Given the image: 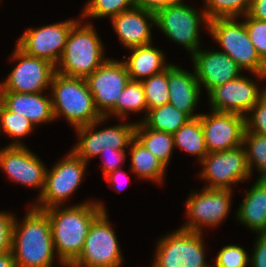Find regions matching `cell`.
Here are the masks:
<instances>
[{
	"mask_svg": "<svg viewBox=\"0 0 266 267\" xmlns=\"http://www.w3.org/2000/svg\"><path fill=\"white\" fill-rule=\"evenodd\" d=\"M58 207L43 211L50 220L58 257L63 265L70 266L82 252L92 222L105 209L102 203L80 204L64 210H57Z\"/></svg>",
	"mask_w": 266,
	"mask_h": 267,
	"instance_id": "6da1fadb",
	"label": "cell"
},
{
	"mask_svg": "<svg viewBox=\"0 0 266 267\" xmlns=\"http://www.w3.org/2000/svg\"><path fill=\"white\" fill-rule=\"evenodd\" d=\"M54 250L50 220L43 210L32 207L20 227L14 220L12 252L17 267H51Z\"/></svg>",
	"mask_w": 266,
	"mask_h": 267,
	"instance_id": "7a4b0ae2",
	"label": "cell"
},
{
	"mask_svg": "<svg viewBox=\"0 0 266 267\" xmlns=\"http://www.w3.org/2000/svg\"><path fill=\"white\" fill-rule=\"evenodd\" d=\"M51 86L54 118L63 114L70 124L77 128L89 125L102 117L85 78L55 72Z\"/></svg>",
	"mask_w": 266,
	"mask_h": 267,
	"instance_id": "3957f363",
	"label": "cell"
},
{
	"mask_svg": "<svg viewBox=\"0 0 266 267\" xmlns=\"http://www.w3.org/2000/svg\"><path fill=\"white\" fill-rule=\"evenodd\" d=\"M93 29L87 24L81 27L80 22L72 27L59 61L61 66L56 68V72L65 76L86 78L107 60L102 59V43Z\"/></svg>",
	"mask_w": 266,
	"mask_h": 267,
	"instance_id": "277c9868",
	"label": "cell"
},
{
	"mask_svg": "<svg viewBox=\"0 0 266 267\" xmlns=\"http://www.w3.org/2000/svg\"><path fill=\"white\" fill-rule=\"evenodd\" d=\"M235 18H216L209 21L207 29L241 68L248 69L259 78L266 77V63L258 55L249 38L245 23H237Z\"/></svg>",
	"mask_w": 266,
	"mask_h": 267,
	"instance_id": "5b68a950",
	"label": "cell"
},
{
	"mask_svg": "<svg viewBox=\"0 0 266 267\" xmlns=\"http://www.w3.org/2000/svg\"><path fill=\"white\" fill-rule=\"evenodd\" d=\"M105 211L92 222L79 257L69 267H119V244Z\"/></svg>",
	"mask_w": 266,
	"mask_h": 267,
	"instance_id": "8992f818",
	"label": "cell"
},
{
	"mask_svg": "<svg viewBox=\"0 0 266 267\" xmlns=\"http://www.w3.org/2000/svg\"><path fill=\"white\" fill-rule=\"evenodd\" d=\"M201 235L179 229L161 239L153 267H207Z\"/></svg>",
	"mask_w": 266,
	"mask_h": 267,
	"instance_id": "52a82bcc",
	"label": "cell"
},
{
	"mask_svg": "<svg viewBox=\"0 0 266 267\" xmlns=\"http://www.w3.org/2000/svg\"><path fill=\"white\" fill-rule=\"evenodd\" d=\"M199 13L190 6L181 3V0L159 9L156 15V25L163 33L175 42L181 43L184 47L192 52L198 51V27L200 19L203 18L205 24L209 23L206 14L198 16Z\"/></svg>",
	"mask_w": 266,
	"mask_h": 267,
	"instance_id": "ba28073f",
	"label": "cell"
},
{
	"mask_svg": "<svg viewBox=\"0 0 266 267\" xmlns=\"http://www.w3.org/2000/svg\"><path fill=\"white\" fill-rule=\"evenodd\" d=\"M86 162L70 151L65 160L56 164L49 172L46 170L45 185L39 196L41 205L34 208L45 210L59 206L71 195L83 179Z\"/></svg>",
	"mask_w": 266,
	"mask_h": 267,
	"instance_id": "9c48e42d",
	"label": "cell"
},
{
	"mask_svg": "<svg viewBox=\"0 0 266 267\" xmlns=\"http://www.w3.org/2000/svg\"><path fill=\"white\" fill-rule=\"evenodd\" d=\"M13 59L20 63L6 81L0 83V92L41 93L51 85L56 67L50 61L26 54L18 46Z\"/></svg>",
	"mask_w": 266,
	"mask_h": 267,
	"instance_id": "30bf717a",
	"label": "cell"
},
{
	"mask_svg": "<svg viewBox=\"0 0 266 267\" xmlns=\"http://www.w3.org/2000/svg\"><path fill=\"white\" fill-rule=\"evenodd\" d=\"M85 80L98 112L107 118L131 79L124 61L107 59Z\"/></svg>",
	"mask_w": 266,
	"mask_h": 267,
	"instance_id": "8fae6325",
	"label": "cell"
},
{
	"mask_svg": "<svg viewBox=\"0 0 266 267\" xmlns=\"http://www.w3.org/2000/svg\"><path fill=\"white\" fill-rule=\"evenodd\" d=\"M201 176L210 182L206 188L231 189L230 185L251 174L246 151L241 146L221 152L208 153L201 161Z\"/></svg>",
	"mask_w": 266,
	"mask_h": 267,
	"instance_id": "7c38bea8",
	"label": "cell"
},
{
	"mask_svg": "<svg viewBox=\"0 0 266 267\" xmlns=\"http://www.w3.org/2000/svg\"><path fill=\"white\" fill-rule=\"evenodd\" d=\"M106 118L102 116L99 120L89 125L77 127L78 136L81 138L72 151L87 163L90 157L101 155L102 150H125V146L132 143L135 138V124H124L115 127H109L98 132H92L93 127Z\"/></svg>",
	"mask_w": 266,
	"mask_h": 267,
	"instance_id": "4fadbf2b",
	"label": "cell"
},
{
	"mask_svg": "<svg viewBox=\"0 0 266 267\" xmlns=\"http://www.w3.org/2000/svg\"><path fill=\"white\" fill-rule=\"evenodd\" d=\"M76 23L77 21L67 20L39 29H27L19 38L17 46L26 54L43 58L56 66L63 55L68 35Z\"/></svg>",
	"mask_w": 266,
	"mask_h": 267,
	"instance_id": "5bb4252c",
	"label": "cell"
},
{
	"mask_svg": "<svg viewBox=\"0 0 266 267\" xmlns=\"http://www.w3.org/2000/svg\"><path fill=\"white\" fill-rule=\"evenodd\" d=\"M199 118L208 153L243 146L246 117L235 113L213 111L211 115L201 114Z\"/></svg>",
	"mask_w": 266,
	"mask_h": 267,
	"instance_id": "9a60e30c",
	"label": "cell"
},
{
	"mask_svg": "<svg viewBox=\"0 0 266 267\" xmlns=\"http://www.w3.org/2000/svg\"><path fill=\"white\" fill-rule=\"evenodd\" d=\"M231 193V189L206 188L202 193L191 194L187 202L190 221L181 229L201 233V224L220 223L228 215Z\"/></svg>",
	"mask_w": 266,
	"mask_h": 267,
	"instance_id": "2e32d148",
	"label": "cell"
},
{
	"mask_svg": "<svg viewBox=\"0 0 266 267\" xmlns=\"http://www.w3.org/2000/svg\"><path fill=\"white\" fill-rule=\"evenodd\" d=\"M266 89L259 92L257 85L248 78L238 76L212 89L210 96L213 111L235 113L246 116L256 105Z\"/></svg>",
	"mask_w": 266,
	"mask_h": 267,
	"instance_id": "e0dca14e",
	"label": "cell"
},
{
	"mask_svg": "<svg viewBox=\"0 0 266 267\" xmlns=\"http://www.w3.org/2000/svg\"><path fill=\"white\" fill-rule=\"evenodd\" d=\"M0 166L11 179L26 186H40V195L43 192L47 168L18 141L0 151Z\"/></svg>",
	"mask_w": 266,
	"mask_h": 267,
	"instance_id": "ac0fdd59",
	"label": "cell"
},
{
	"mask_svg": "<svg viewBox=\"0 0 266 267\" xmlns=\"http://www.w3.org/2000/svg\"><path fill=\"white\" fill-rule=\"evenodd\" d=\"M192 56L197 80L205 86L208 93L215 87L237 78L243 70L224 52L200 50Z\"/></svg>",
	"mask_w": 266,
	"mask_h": 267,
	"instance_id": "d6986e66",
	"label": "cell"
},
{
	"mask_svg": "<svg viewBox=\"0 0 266 267\" xmlns=\"http://www.w3.org/2000/svg\"><path fill=\"white\" fill-rule=\"evenodd\" d=\"M146 19L156 23L155 13L136 6L111 18L121 42L128 48L151 43L150 27L152 24L150 22L148 25Z\"/></svg>",
	"mask_w": 266,
	"mask_h": 267,
	"instance_id": "ffe728a7",
	"label": "cell"
},
{
	"mask_svg": "<svg viewBox=\"0 0 266 267\" xmlns=\"http://www.w3.org/2000/svg\"><path fill=\"white\" fill-rule=\"evenodd\" d=\"M200 83L195 73H188L177 66L168 67L169 102L173 107L187 114L191 119L201 114L193 115L200 94Z\"/></svg>",
	"mask_w": 266,
	"mask_h": 267,
	"instance_id": "44dd1931",
	"label": "cell"
},
{
	"mask_svg": "<svg viewBox=\"0 0 266 267\" xmlns=\"http://www.w3.org/2000/svg\"><path fill=\"white\" fill-rule=\"evenodd\" d=\"M0 103L8 111L25 116L34 125L55 119L52 100L40 93L0 92Z\"/></svg>",
	"mask_w": 266,
	"mask_h": 267,
	"instance_id": "7402d4cb",
	"label": "cell"
},
{
	"mask_svg": "<svg viewBox=\"0 0 266 267\" xmlns=\"http://www.w3.org/2000/svg\"><path fill=\"white\" fill-rule=\"evenodd\" d=\"M237 217L252 230L266 233V184L258 179L248 191Z\"/></svg>",
	"mask_w": 266,
	"mask_h": 267,
	"instance_id": "603a6c76",
	"label": "cell"
},
{
	"mask_svg": "<svg viewBox=\"0 0 266 267\" xmlns=\"http://www.w3.org/2000/svg\"><path fill=\"white\" fill-rule=\"evenodd\" d=\"M130 49L133 52L124 63L131 80L138 81V78H149L170 66L163 65L165 63L164 55L150 44Z\"/></svg>",
	"mask_w": 266,
	"mask_h": 267,
	"instance_id": "cb8c5ba5",
	"label": "cell"
},
{
	"mask_svg": "<svg viewBox=\"0 0 266 267\" xmlns=\"http://www.w3.org/2000/svg\"><path fill=\"white\" fill-rule=\"evenodd\" d=\"M135 137L167 167L174 147L173 134L153 130L140 122L136 125Z\"/></svg>",
	"mask_w": 266,
	"mask_h": 267,
	"instance_id": "d4e9b609",
	"label": "cell"
},
{
	"mask_svg": "<svg viewBox=\"0 0 266 267\" xmlns=\"http://www.w3.org/2000/svg\"><path fill=\"white\" fill-rule=\"evenodd\" d=\"M190 119L187 114L167 103L149 110L143 123L153 130L174 134Z\"/></svg>",
	"mask_w": 266,
	"mask_h": 267,
	"instance_id": "484cf974",
	"label": "cell"
},
{
	"mask_svg": "<svg viewBox=\"0 0 266 267\" xmlns=\"http://www.w3.org/2000/svg\"><path fill=\"white\" fill-rule=\"evenodd\" d=\"M131 144L132 171L152 181H161L166 166L135 137Z\"/></svg>",
	"mask_w": 266,
	"mask_h": 267,
	"instance_id": "4316f807",
	"label": "cell"
},
{
	"mask_svg": "<svg viewBox=\"0 0 266 267\" xmlns=\"http://www.w3.org/2000/svg\"><path fill=\"white\" fill-rule=\"evenodd\" d=\"M174 146L184 149L185 151L196 154L200 159L208 154L205 144L204 131L201 125V119H190L186 124L180 127L173 134Z\"/></svg>",
	"mask_w": 266,
	"mask_h": 267,
	"instance_id": "83f0119b",
	"label": "cell"
},
{
	"mask_svg": "<svg viewBox=\"0 0 266 267\" xmlns=\"http://www.w3.org/2000/svg\"><path fill=\"white\" fill-rule=\"evenodd\" d=\"M128 110L130 112L147 110L146 96L141 80H130L128 82L110 113L112 112L114 115L123 117Z\"/></svg>",
	"mask_w": 266,
	"mask_h": 267,
	"instance_id": "f1b7e54d",
	"label": "cell"
},
{
	"mask_svg": "<svg viewBox=\"0 0 266 267\" xmlns=\"http://www.w3.org/2000/svg\"><path fill=\"white\" fill-rule=\"evenodd\" d=\"M141 80L147 102V111L169 102L168 68Z\"/></svg>",
	"mask_w": 266,
	"mask_h": 267,
	"instance_id": "f546056e",
	"label": "cell"
},
{
	"mask_svg": "<svg viewBox=\"0 0 266 267\" xmlns=\"http://www.w3.org/2000/svg\"><path fill=\"white\" fill-rule=\"evenodd\" d=\"M204 10L209 21L216 18H235L239 14H248L251 0H206Z\"/></svg>",
	"mask_w": 266,
	"mask_h": 267,
	"instance_id": "4dcf8cb0",
	"label": "cell"
},
{
	"mask_svg": "<svg viewBox=\"0 0 266 267\" xmlns=\"http://www.w3.org/2000/svg\"><path fill=\"white\" fill-rule=\"evenodd\" d=\"M243 145L249 146L245 151L250 172L252 171L251 166L255 163L260 172L262 171L261 179L266 175V136L253 132H244Z\"/></svg>",
	"mask_w": 266,
	"mask_h": 267,
	"instance_id": "1f68e13d",
	"label": "cell"
},
{
	"mask_svg": "<svg viewBox=\"0 0 266 267\" xmlns=\"http://www.w3.org/2000/svg\"><path fill=\"white\" fill-rule=\"evenodd\" d=\"M135 7L134 0H90L83 10L82 16L111 18L121 12Z\"/></svg>",
	"mask_w": 266,
	"mask_h": 267,
	"instance_id": "d6a6232c",
	"label": "cell"
},
{
	"mask_svg": "<svg viewBox=\"0 0 266 267\" xmlns=\"http://www.w3.org/2000/svg\"><path fill=\"white\" fill-rule=\"evenodd\" d=\"M0 122L4 132L16 139L28 135L34 126V124L25 116L8 111L1 103Z\"/></svg>",
	"mask_w": 266,
	"mask_h": 267,
	"instance_id": "836d02e7",
	"label": "cell"
},
{
	"mask_svg": "<svg viewBox=\"0 0 266 267\" xmlns=\"http://www.w3.org/2000/svg\"><path fill=\"white\" fill-rule=\"evenodd\" d=\"M243 248L235 245L224 246L218 253L214 267H246L250 262Z\"/></svg>",
	"mask_w": 266,
	"mask_h": 267,
	"instance_id": "e575fe53",
	"label": "cell"
},
{
	"mask_svg": "<svg viewBox=\"0 0 266 267\" xmlns=\"http://www.w3.org/2000/svg\"><path fill=\"white\" fill-rule=\"evenodd\" d=\"M245 16L248 18L244 23L249 38L260 58L266 63V21Z\"/></svg>",
	"mask_w": 266,
	"mask_h": 267,
	"instance_id": "d590c367",
	"label": "cell"
},
{
	"mask_svg": "<svg viewBox=\"0 0 266 267\" xmlns=\"http://www.w3.org/2000/svg\"><path fill=\"white\" fill-rule=\"evenodd\" d=\"M254 112L252 119L245 121V132H253L266 136V91L258 99L255 106L250 109V112Z\"/></svg>",
	"mask_w": 266,
	"mask_h": 267,
	"instance_id": "8d00e7d4",
	"label": "cell"
},
{
	"mask_svg": "<svg viewBox=\"0 0 266 267\" xmlns=\"http://www.w3.org/2000/svg\"><path fill=\"white\" fill-rule=\"evenodd\" d=\"M14 216L0 213V253L12 250Z\"/></svg>",
	"mask_w": 266,
	"mask_h": 267,
	"instance_id": "74e56055",
	"label": "cell"
},
{
	"mask_svg": "<svg viewBox=\"0 0 266 267\" xmlns=\"http://www.w3.org/2000/svg\"><path fill=\"white\" fill-rule=\"evenodd\" d=\"M104 153H109L110 156H108L107 160H105L103 164L104 168V176L109 174L110 172H113L117 169H120V166H118L119 163L123 159H125V150H116V149H111V150H102L101 154Z\"/></svg>",
	"mask_w": 266,
	"mask_h": 267,
	"instance_id": "f35d334b",
	"label": "cell"
},
{
	"mask_svg": "<svg viewBox=\"0 0 266 267\" xmlns=\"http://www.w3.org/2000/svg\"><path fill=\"white\" fill-rule=\"evenodd\" d=\"M254 249L252 265L254 267H266V233L260 234Z\"/></svg>",
	"mask_w": 266,
	"mask_h": 267,
	"instance_id": "ab89813d",
	"label": "cell"
},
{
	"mask_svg": "<svg viewBox=\"0 0 266 267\" xmlns=\"http://www.w3.org/2000/svg\"><path fill=\"white\" fill-rule=\"evenodd\" d=\"M178 0H134L135 6L156 13L159 9L167 7Z\"/></svg>",
	"mask_w": 266,
	"mask_h": 267,
	"instance_id": "60d3db41",
	"label": "cell"
},
{
	"mask_svg": "<svg viewBox=\"0 0 266 267\" xmlns=\"http://www.w3.org/2000/svg\"><path fill=\"white\" fill-rule=\"evenodd\" d=\"M247 15L250 18L266 21V0H251Z\"/></svg>",
	"mask_w": 266,
	"mask_h": 267,
	"instance_id": "b9f144b4",
	"label": "cell"
},
{
	"mask_svg": "<svg viewBox=\"0 0 266 267\" xmlns=\"http://www.w3.org/2000/svg\"><path fill=\"white\" fill-rule=\"evenodd\" d=\"M0 267H17L12 250L0 253Z\"/></svg>",
	"mask_w": 266,
	"mask_h": 267,
	"instance_id": "7bdbcfd3",
	"label": "cell"
},
{
	"mask_svg": "<svg viewBox=\"0 0 266 267\" xmlns=\"http://www.w3.org/2000/svg\"><path fill=\"white\" fill-rule=\"evenodd\" d=\"M120 170H121V169H117V170H115V171H113V172H110L109 174H107V175L105 176V178L107 179L108 182H111L112 185H114V186L117 187L118 192L121 191V187H120V185H119L120 183L117 181V180H118L117 177H119L120 174H121V172H122V171H120ZM119 173H120V174H119ZM117 183H119V184H117Z\"/></svg>",
	"mask_w": 266,
	"mask_h": 267,
	"instance_id": "ee69618b",
	"label": "cell"
},
{
	"mask_svg": "<svg viewBox=\"0 0 266 267\" xmlns=\"http://www.w3.org/2000/svg\"><path fill=\"white\" fill-rule=\"evenodd\" d=\"M264 182H265V184H266V175L264 176V177H262L261 178Z\"/></svg>",
	"mask_w": 266,
	"mask_h": 267,
	"instance_id": "f6af8a7d",
	"label": "cell"
}]
</instances>
